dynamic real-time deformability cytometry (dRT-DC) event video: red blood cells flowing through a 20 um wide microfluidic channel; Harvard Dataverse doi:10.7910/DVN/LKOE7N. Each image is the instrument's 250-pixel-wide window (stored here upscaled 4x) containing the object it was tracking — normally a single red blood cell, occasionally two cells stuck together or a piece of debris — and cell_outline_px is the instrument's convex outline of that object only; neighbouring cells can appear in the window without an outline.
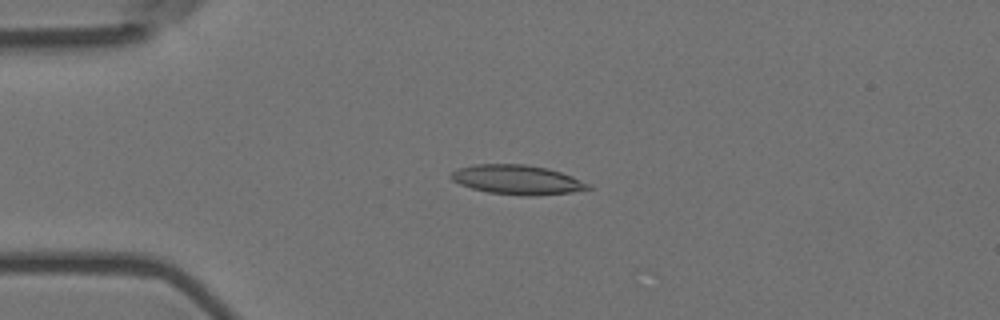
{"species": "Egyptian fruit bat (a non-hibernating species)", "species_latin": "Rousettus aegyptiacus", "temperature_condition": "room temperature", "stored_images_in_passage": 4, "camera_frame_rate_fps": 3000, "um_per_image_px": 0.085, "animal": {"sex": "female"}, "frame": {"image": 1, "passage_image": 3, "time_ms": 0.667, "image_size_px": [1000, 320], "cell_outline_px": [[592, 188], [572, 192], [532, 196], [520, 196], [488, 192], [472, 188], [460, 184], [452, 180], [448, 176], [456, 168], [472, 164], [524, 164], [548, 168], [572, 176], [592, 184]], "centroid_in_image_um": [43.96, 15.27], "position_along_channel_um": 41.0, "area_um2": 23.76}}